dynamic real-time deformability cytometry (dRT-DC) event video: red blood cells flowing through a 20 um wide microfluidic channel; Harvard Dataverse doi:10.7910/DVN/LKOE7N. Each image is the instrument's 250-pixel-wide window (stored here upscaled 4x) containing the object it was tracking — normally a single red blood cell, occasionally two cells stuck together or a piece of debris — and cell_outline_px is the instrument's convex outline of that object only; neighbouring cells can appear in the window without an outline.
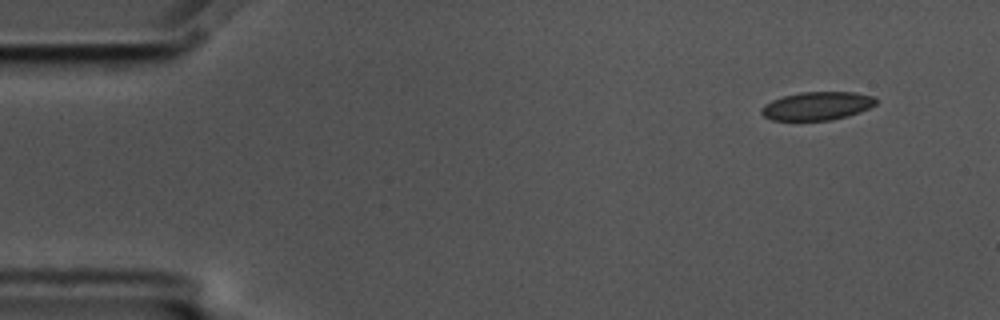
{"species": "common noctule bat (a hibernating species)", "species_latin": "Nyctalus noctula", "temperature_condition": "cold", "stored_images_in_passage": 52, "camera_frame_rate_fps": 3000, "um_per_image_px": 0.085, "animal": {"sex": "male", "body_mass_g": 17.5, "forearm_length_mm": 52.3}, "frame": {"image": 1, "passage_image": 1, "time_ms": 0.0, "image_size_px": [1000, 320], "cell_outline_px": [[876, 104], [860, 112], [848, 116], [832, 120], [772, 120], [764, 116], [760, 112], [760, 108], [764, 104], [772, 100], [784, 96], [800, 92], [852, 92], [876, 96]], "centroid_in_image_um": [69.45, 9.0], "position_along_channel_um": 15.5, "area_um2": 18.96}}
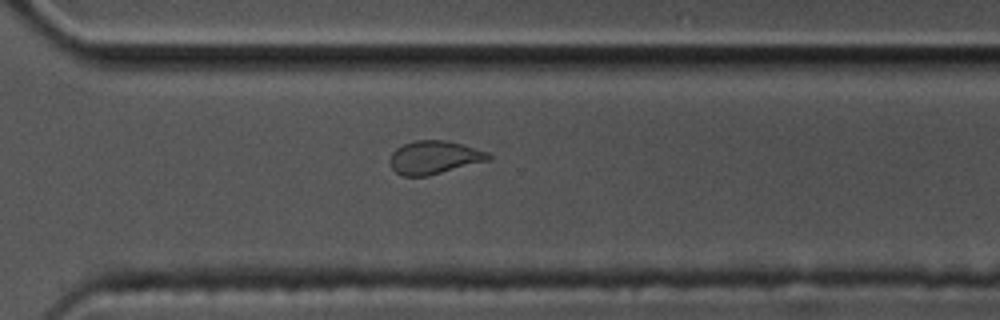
{"frame": {"image": 2, "passage_image": 36, "time_ms": 11.667, "image_size_px": [1000, 320], "cell_outline_px": [[492, 156], [488, 160], [428, 176], [400, 176], [388, 164], [388, 160], [392, 152], [396, 148], [404, 144], [416, 140], [444, 140], [464, 144], [488, 152]], "centroid_in_image_um": [36.87, 13.38], "position_along_channel_um": 333.7, "area_um2": 19.19}}
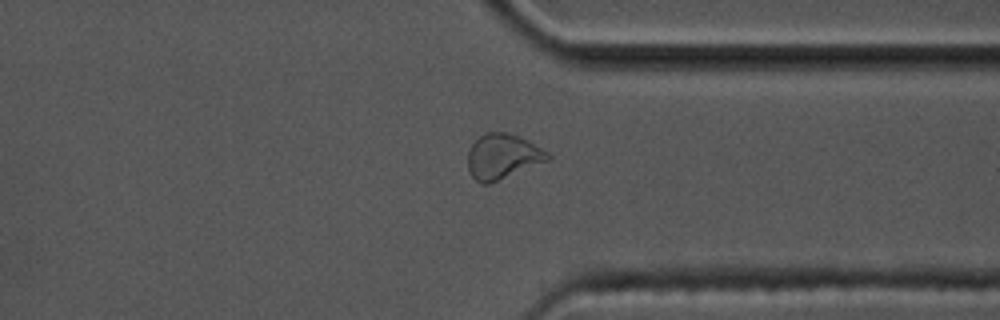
{"frame": {"image": 3, "passage_image": 39, "time_ms": 12.667, "image_size_px": [1000, 320], "cell_outline_px": [[552, 156], [548, 160], [488, 184], [480, 184], [472, 176], [468, 168], [468, 152], [472, 144], [484, 132], [504, 132], [528, 140], [548, 152]], "centroid_in_image_um": [42.7, 13.3], "position_along_channel_um": 368.7, "area_um2": 20.69}, "authors_computed_cell_mechanics": {"area_um2": 19.4497, "velocity_mm_per_s": 3.5759, "shape_relaxation_time_tau1_ms": null, "shape_relaxation_time_tau2_ms": 1.111, "deformation_change_tau1": null, "deformation_change_tau2": 0.0795}}